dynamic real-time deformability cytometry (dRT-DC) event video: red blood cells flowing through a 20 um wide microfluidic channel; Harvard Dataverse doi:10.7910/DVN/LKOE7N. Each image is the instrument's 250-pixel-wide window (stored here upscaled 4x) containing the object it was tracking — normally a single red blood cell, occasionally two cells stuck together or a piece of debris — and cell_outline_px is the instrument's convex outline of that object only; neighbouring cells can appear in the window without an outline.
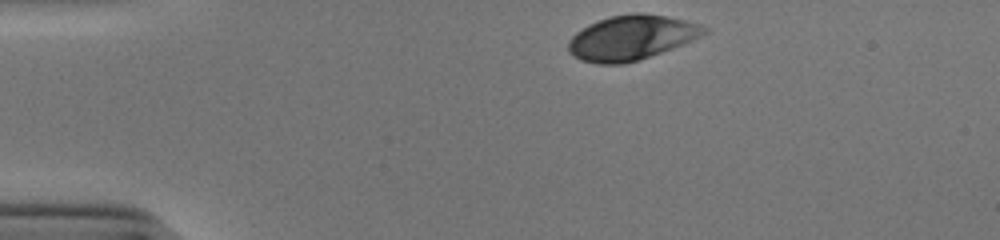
{"species": "human", "species_latin": "Homo sapiens", "temperature_condition": "cold", "stored_images_in_passage": 33, "camera_frame_rate_fps": 3000, "um_per_image_px": 0.085, "donor": {"sex": "male"}, "frame": {"image": 1, "passage_image": 1, "time_ms": 0.0, "image_size_px": [1000, 240], "cell_outline_px": [[708, 32], [692, 40], [672, 48], [624, 64], [596, 64], [580, 60], [572, 56], [568, 52], [568, 40], [576, 32], [588, 24], [612, 16], [636, 12], [644, 12], [668, 16], [700, 24], [708, 28]], "centroid_in_image_um": [53.64, 3.19], "position_along_channel_um": 31.4, "area_um2": 35.32}}
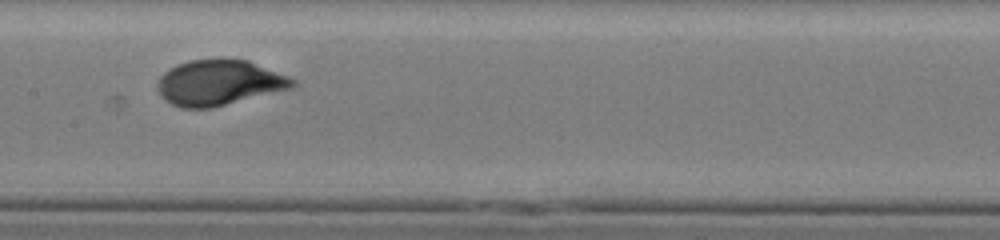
{"frame": {"image": 2, "passage_image": 18, "time_ms": 5.667, "image_size_px": [1000, 240], "cell_outline_px": [[296, 84], [292, 88], [212, 108], [180, 108], [164, 100], [156, 88], [156, 84], [160, 76], [164, 72], [176, 64], [188, 60], [248, 60], [288, 76], [296, 80]], "centroid_in_image_um": [18.59, 7.04], "position_along_channel_um": 188.8, "area_um2": 35.66}}
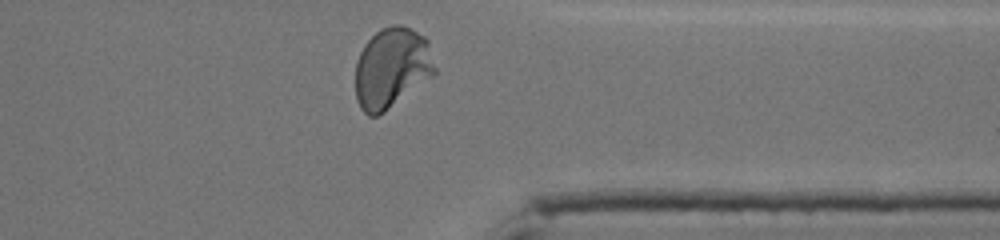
{"frame": {"image": 3, "passage_image": 33, "time_ms": 10.667, "image_size_px": [1000, 240], "cell_outline_px": [[436, 72], [432, 76], [384, 112], [376, 116], [368, 116], [360, 108], [356, 100], [356, 60], [364, 44], [380, 28], [392, 24], [400, 24], [424, 36], [428, 40], [436, 68]], "centroid_in_image_um": [33.28, 5.76], "position_along_channel_um": 378.1, "area_um2": 37.28}, "authors_computed_cell_mechanics": {"area_um2": 35.6626, "velocity_mm_per_s": 3.8668, "shape_relaxation_time_tau1_ms": 2.9914, "shape_relaxation_time_tau2_ms": null, "deformation_change_tau1": 0.1542, "deformation_change_tau2": null}}